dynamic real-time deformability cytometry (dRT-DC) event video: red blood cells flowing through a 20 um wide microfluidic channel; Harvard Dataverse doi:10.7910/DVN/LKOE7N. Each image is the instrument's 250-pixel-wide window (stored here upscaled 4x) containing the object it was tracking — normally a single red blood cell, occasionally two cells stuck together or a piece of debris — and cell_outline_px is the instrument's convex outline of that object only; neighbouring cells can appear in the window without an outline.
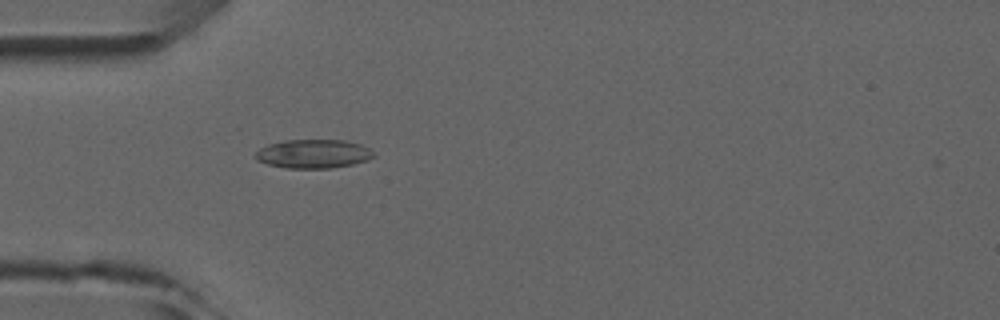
{"species": "common noctule bat (a hibernating species)", "species_latin": "Nyctalus noctula", "temperature_condition": "room temperature", "stored_images_in_passage": 5, "camera_frame_rate_fps": 3000, "um_per_image_px": 0.085, "animal": {"sex": "male", "forearm_length_mm": 52.5}, "frame": {"image": 1, "passage_image": 5, "time_ms": 4.667, "image_size_px": [1000, 320], "cell_outline_px": [[376, 156], [368, 160], [352, 164], [332, 168], [284, 168], [268, 164], [256, 160], [256, 152], [260, 148], [268, 144], [288, 140], [344, 140], [360, 144], [376, 152]], "centroid_in_image_um": [26.67, 13.08], "position_along_channel_um": 58.3, "area_um2": 19.88}}